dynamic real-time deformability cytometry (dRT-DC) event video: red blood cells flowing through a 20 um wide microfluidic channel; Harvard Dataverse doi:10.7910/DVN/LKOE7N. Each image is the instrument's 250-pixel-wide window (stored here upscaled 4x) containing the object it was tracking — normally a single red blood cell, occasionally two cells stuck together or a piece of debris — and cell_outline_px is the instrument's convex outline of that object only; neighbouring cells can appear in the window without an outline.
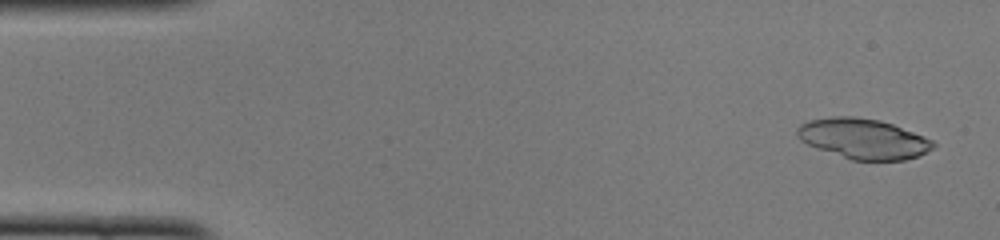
{"species": "common noctule bat (a hibernating species)", "species_latin": "Nyctalus noctula", "temperature_condition": "cold", "stored_images_in_passage": 49, "segment_of_instrument_passage": [1, 2], "camera_frame_rate_fps": 3000, "um_per_image_px": 0.085, "animal": {"sex": "female", "body_mass_g": 22.0, "forearm_length_mm": 56.7}, "frame": {"image": 1, "passage_image": 2, "time_ms": 0.333, "image_size_px": [1000, 240], "cell_outline_px": [[936, 144], [932, 148], [916, 156], [904, 160], [852, 160], [816, 148], [800, 140], [796, 136], [796, 128], [800, 124], [808, 120], [832, 116], [856, 116], [880, 120], [892, 124], [924, 136], [932, 140]], "centroid_in_image_um": [73.32, 11.77], "position_along_channel_um": 11.7, "area_um2": 31.85}}